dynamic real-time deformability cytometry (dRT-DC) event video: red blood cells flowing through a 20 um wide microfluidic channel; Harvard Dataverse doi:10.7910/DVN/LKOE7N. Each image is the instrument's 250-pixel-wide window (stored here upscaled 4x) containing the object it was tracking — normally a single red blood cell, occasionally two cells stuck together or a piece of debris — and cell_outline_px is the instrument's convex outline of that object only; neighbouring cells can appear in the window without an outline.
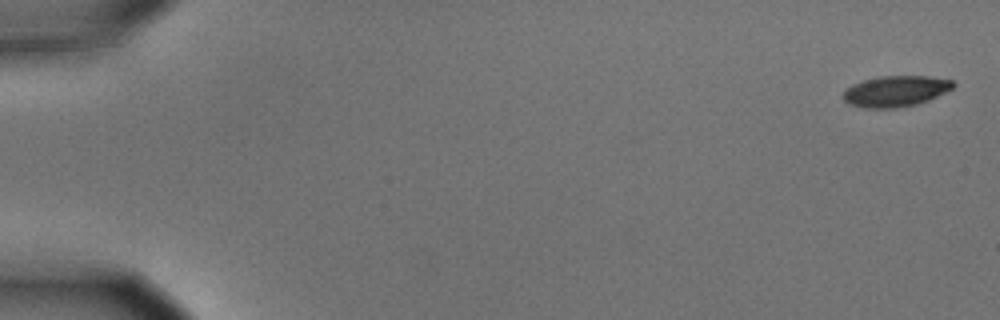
{"species": "common noctule bat (a hibernating species)", "species_latin": "Nyctalus noctula", "temperature_condition": "cold", "stored_images_in_passage": 4, "camera_frame_rate_fps": 3000, "um_per_image_px": 0.085, "animal": {"sex": "male", "body_mass_g": 15.6}, "frame": {"image": 1, "passage_image": 1, "time_ms": 0.0, "image_size_px": [1000, 320], "cell_outline_px": [[956, 84], [952, 88], [928, 100], [916, 104], [896, 108], [864, 108], [848, 104], [844, 100], [844, 88], [852, 84], [864, 80], [880, 76], [928, 76], [952, 80]], "centroid_in_image_um": [76.09, 7.75], "position_along_channel_um": 8.9, "area_um2": 19.77}}